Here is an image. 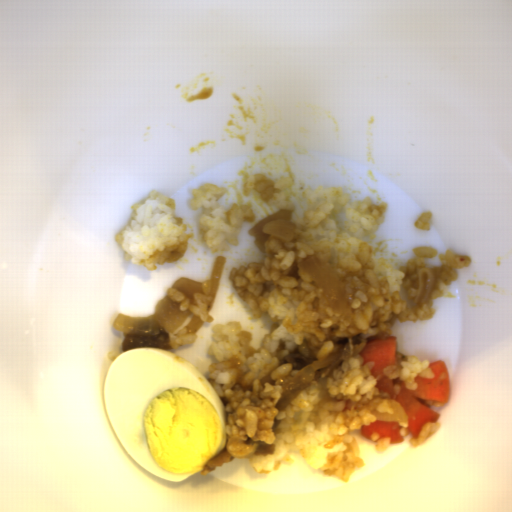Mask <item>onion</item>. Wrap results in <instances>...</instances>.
Here are the masks:
<instances>
[{"instance_id": "06740285", "label": "onion", "mask_w": 512, "mask_h": 512, "mask_svg": "<svg viewBox=\"0 0 512 512\" xmlns=\"http://www.w3.org/2000/svg\"><path fill=\"white\" fill-rule=\"evenodd\" d=\"M192 311H181L179 302L170 299V295L162 298L155 306L151 317L138 318L118 314L112 322L114 329L127 335H154L161 332H176L181 328Z\"/></svg>"}, {"instance_id": "6bf65262", "label": "onion", "mask_w": 512, "mask_h": 512, "mask_svg": "<svg viewBox=\"0 0 512 512\" xmlns=\"http://www.w3.org/2000/svg\"><path fill=\"white\" fill-rule=\"evenodd\" d=\"M306 273L322 288L324 297L330 307L343 319L350 320L351 300L348 290L332 267L321 255H314L303 260Z\"/></svg>"}, {"instance_id": "55239325", "label": "onion", "mask_w": 512, "mask_h": 512, "mask_svg": "<svg viewBox=\"0 0 512 512\" xmlns=\"http://www.w3.org/2000/svg\"><path fill=\"white\" fill-rule=\"evenodd\" d=\"M291 216L292 211L282 209L263 218L248 230L249 236L255 238L254 242L262 253H264L267 240L271 237L291 242L293 229L296 227L290 220Z\"/></svg>"}, {"instance_id": "23ac38db", "label": "onion", "mask_w": 512, "mask_h": 512, "mask_svg": "<svg viewBox=\"0 0 512 512\" xmlns=\"http://www.w3.org/2000/svg\"><path fill=\"white\" fill-rule=\"evenodd\" d=\"M435 283V272L432 268L421 267L418 270V284L415 303H426L433 291Z\"/></svg>"}, {"instance_id": "2ce2d468", "label": "onion", "mask_w": 512, "mask_h": 512, "mask_svg": "<svg viewBox=\"0 0 512 512\" xmlns=\"http://www.w3.org/2000/svg\"><path fill=\"white\" fill-rule=\"evenodd\" d=\"M386 400H388L389 406L393 410L392 414H388L387 412L381 413L377 408L370 410V413L380 422H398L399 425L400 423H409V417L400 401L392 397L386 398Z\"/></svg>"}, {"instance_id": "275d332c", "label": "onion", "mask_w": 512, "mask_h": 512, "mask_svg": "<svg viewBox=\"0 0 512 512\" xmlns=\"http://www.w3.org/2000/svg\"><path fill=\"white\" fill-rule=\"evenodd\" d=\"M226 261H227V259L224 256H217L213 261L212 269H211V276H210V284H211L210 294L213 298L210 303L209 311H211V309L215 303L219 285H220V281H221V277H222V274H223V271H224V268L226 265Z\"/></svg>"}, {"instance_id": "25a0d678", "label": "onion", "mask_w": 512, "mask_h": 512, "mask_svg": "<svg viewBox=\"0 0 512 512\" xmlns=\"http://www.w3.org/2000/svg\"><path fill=\"white\" fill-rule=\"evenodd\" d=\"M203 283L190 278L180 277L173 284L171 289H175L184 294L186 298H191L194 294H203Z\"/></svg>"}, {"instance_id": "bf0cefb9", "label": "onion", "mask_w": 512, "mask_h": 512, "mask_svg": "<svg viewBox=\"0 0 512 512\" xmlns=\"http://www.w3.org/2000/svg\"><path fill=\"white\" fill-rule=\"evenodd\" d=\"M204 321L201 320L199 315H192L189 323L186 325V333H196L204 325Z\"/></svg>"}]
</instances>
